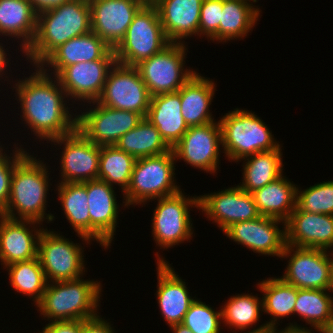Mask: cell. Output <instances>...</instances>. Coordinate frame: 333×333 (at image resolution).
Returning <instances> with one entry per match:
<instances>
[{"mask_svg": "<svg viewBox=\"0 0 333 333\" xmlns=\"http://www.w3.org/2000/svg\"><path fill=\"white\" fill-rule=\"evenodd\" d=\"M31 76L16 80L13 87L20 102L21 116L31 132L41 140L51 141L77 129V115L69 113L66 92L56 76L53 80L45 67H35ZM65 102V103H64ZM69 109V110H68Z\"/></svg>", "mask_w": 333, "mask_h": 333, "instance_id": "obj_1", "label": "cell"}, {"mask_svg": "<svg viewBox=\"0 0 333 333\" xmlns=\"http://www.w3.org/2000/svg\"><path fill=\"white\" fill-rule=\"evenodd\" d=\"M91 31L88 0H69L37 14L36 35L24 54L33 66H39L59 45Z\"/></svg>", "mask_w": 333, "mask_h": 333, "instance_id": "obj_2", "label": "cell"}, {"mask_svg": "<svg viewBox=\"0 0 333 333\" xmlns=\"http://www.w3.org/2000/svg\"><path fill=\"white\" fill-rule=\"evenodd\" d=\"M48 174L46 163L43 164L42 160L34 158L28 152L14 167L9 200L0 214L11 219L39 223H43L45 219L47 222L53 221L54 215L45 213L50 187Z\"/></svg>", "mask_w": 333, "mask_h": 333, "instance_id": "obj_3", "label": "cell"}, {"mask_svg": "<svg viewBox=\"0 0 333 333\" xmlns=\"http://www.w3.org/2000/svg\"><path fill=\"white\" fill-rule=\"evenodd\" d=\"M101 291L100 281L82 277L50 282L36 307L49 322L88 320L98 316Z\"/></svg>", "mask_w": 333, "mask_h": 333, "instance_id": "obj_4", "label": "cell"}, {"mask_svg": "<svg viewBox=\"0 0 333 333\" xmlns=\"http://www.w3.org/2000/svg\"><path fill=\"white\" fill-rule=\"evenodd\" d=\"M219 120L223 153L227 159L239 162L242 158L258 152L270 151L281 145L274 140L267 125L248 110L225 113Z\"/></svg>", "mask_w": 333, "mask_h": 333, "instance_id": "obj_5", "label": "cell"}, {"mask_svg": "<svg viewBox=\"0 0 333 333\" xmlns=\"http://www.w3.org/2000/svg\"><path fill=\"white\" fill-rule=\"evenodd\" d=\"M174 163L176 160L172 149L161 155L136 159L130 184L123 194L124 206L141 205L150 199L168 197L180 192V186L176 185L174 180Z\"/></svg>", "mask_w": 333, "mask_h": 333, "instance_id": "obj_6", "label": "cell"}, {"mask_svg": "<svg viewBox=\"0 0 333 333\" xmlns=\"http://www.w3.org/2000/svg\"><path fill=\"white\" fill-rule=\"evenodd\" d=\"M170 43L156 6L148 0L134 15L125 37L114 49L115 60L119 64L136 66Z\"/></svg>", "mask_w": 333, "mask_h": 333, "instance_id": "obj_7", "label": "cell"}, {"mask_svg": "<svg viewBox=\"0 0 333 333\" xmlns=\"http://www.w3.org/2000/svg\"><path fill=\"white\" fill-rule=\"evenodd\" d=\"M185 44L171 42L161 52L135 66L151 96L177 92L197 73L184 69L188 51Z\"/></svg>", "mask_w": 333, "mask_h": 333, "instance_id": "obj_8", "label": "cell"}, {"mask_svg": "<svg viewBox=\"0 0 333 333\" xmlns=\"http://www.w3.org/2000/svg\"><path fill=\"white\" fill-rule=\"evenodd\" d=\"M158 201L152 219V235L158 246L170 248L193 237L190 207L199 209V196L177 194L155 199Z\"/></svg>", "mask_w": 333, "mask_h": 333, "instance_id": "obj_9", "label": "cell"}, {"mask_svg": "<svg viewBox=\"0 0 333 333\" xmlns=\"http://www.w3.org/2000/svg\"><path fill=\"white\" fill-rule=\"evenodd\" d=\"M97 102L117 110L133 111L146 117L151 95L135 66L115 62L110 68Z\"/></svg>", "mask_w": 333, "mask_h": 333, "instance_id": "obj_10", "label": "cell"}, {"mask_svg": "<svg viewBox=\"0 0 333 333\" xmlns=\"http://www.w3.org/2000/svg\"><path fill=\"white\" fill-rule=\"evenodd\" d=\"M81 247L60 233L48 231L47 228L43 230L38 241L37 257L48 283L83 276L85 261Z\"/></svg>", "mask_w": 333, "mask_h": 333, "instance_id": "obj_11", "label": "cell"}, {"mask_svg": "<svg viewBox=\"0 0 333 333\" xmlns=\"http://www.w3.org/2000/svg\"><path fill=\"white\" fill-rule=\"evenodd\" d=\"M328 253L327 250L286 244L280 258H289L290 256V259L285 274L280 278L298 289L329 290L333 253L332 251Z\"/></svg>", "mask_w": 333, "mask_h": 333, "instance_id": "obj_12", "label": "cell"}, {"mask_svg": "<svg viewBox=\"0 0 333 333\" xmlns=\"http://www.w3.org/2000/svg\"><path fill=\"white\" fill-rule=\"evenodd\" d=\"M93 108L77 115V130L96 145H115L131 129H134L143 117L133 111L117 110L96 102Z\"/></svg>", "mask_w": 333, "mask_h": 333, "instance_id": "obj_13", "label": "cell"}, {"mask_svg": "<svg viewBox=\"0 0 333 333\" xmlns=\"http://www.w3.org/2000/svg\"><path fill=\"white\" fill-rule=\"evenodd\" d=\"M220 145H222L219 121L192 126L172 148L175 160L182 159L194 168L217 173Z\"/></svg>", "mask_w": 333, "mask_h": 333, "instance_id": "obj_14", "label": "cell"}, {"mask_svg": "<svg viewBox=\"0 0 333 333\" xmlns=\"http://www.w3.org/2000/svg\"><path fill=\"white\" fill-rule=\"evenodd\" d=\"M64 145L61 161L62 183L86 182L98 179L100 146L88 140L79 130L51 140ZM57 143V144H55Z\"/></svg>", "mask_w": 333, "mask_h": 333, "instance_id": "obj_15", "label": "cell"}, {"mask_svg": "<svg viewBox=\"0 0 333 333\" xmlns=\"http://www.w3.org/2000/svg\"><path fill=\"white\" fill-rule=\"evenodd\" d=\"M148 0H88L91 29L115 49L126 35L134 15Z\"/></svg>", "mask_w": 333, "mask_h": 333, "instance_id": "obj_16", "label": "cell"}, {"mask_svg": "<svg viewBox=\"0 0 333 333\" xmlns=\"http://www.w3.org/2000/svg\"><path fill=\"white\" fill-rule=\"evenodd\" d=\"M199 209L213 220L223 232L232 224L261 216L252 193L238 185L208 195L199 196Z\"/></svg>", "mask_w": 333, "mask_h": 333, "instance_id": "obj_17", "label": "cell"}, {"mask_svg": "<svg viewBox=\"0 0 333 333\" xmlns=\"http://www.w3.org/2000/svg\"><path fill=\"white\" fill-rule=\"evenodd\" d=\"M280 223L283 224V230L278 227ZM224 233L231 240L262 255L280 258L286 246L285 222L272 217L261 215L252 220L237 222Z\"/></svg>", "mask_w": 333, "mask_h": 333, "instance_id": "obj_18", "label": "cell"}, {"mask_svg": "<svg viewBox=\"0 0 333 333\" xmlns=\"http://www.w3.org/2000/svg\"><path fill=\"white\" fill-rule=\"evenodd\" d=\"M87 189L90 215V239L108 248L114 239L119 204L113 186L107 182L95 179L82 182Z\"/></svg>", "mask_w": 333, "mask_h": 333, "instance_id": "obj_19", "label": "cell"}, {"mask_svg": "<svg viewBox=\"0 0 333 333\" xmlns=\"http://www.w3.org/2000/svg\"><path fill=\"white\" fill-rule=\"evenodd\" d=\"M115 62V59H99L72 64L56 77L68 98L91 104L101 96L107 74Z\"/></svg>", "mask_w": 333, "mask_h": 333, "instance_id": "obj_20", "label": "cell"}, {"mask_svg": "<svg viewBox=\"0 0 333 333\" xmlns=\"http://www.w3.org/2000/svg\"><path fill=\"white\" fill-rule=\"evenodd\" d=\"M285 231L287 245L333 249V215L301 211L296 206L285 222Z\"/></svg>", "mask_w": 333, "mask_h": 333, "instance_id": "obj_21", "label": "cell"}, {"mask_svg": "<svg viewBox=\"0 0 333 333\" xmlns=\"http://www.w3.org/2000/svg\"><path fill=\"white\" fill-rule=\"evenodd\" d=\"M36 224L42 225L37 221L11 219L0 214L1 265L5 267L37 257L38 241L44 228L35 229ZM31 225L33 230L29 228Z\"/></svg>", "mask_w": 333, "mask_h": 333, "instance_id": "obj_22", "label": "cell"}, {"mask_svg": "<svg viewBox=\"0 0 333 333\" xmlns=\"http://www.w3.org/2000/svg\"><path fill=\"white\" fill-rule=\"evenodd\" d=\"M156 253L158 257L156 296L161 315L169 326L182 323L184 315L195 299L189 295L185 281L178 277L168 261Z\"/></svg>", "mask_w": 333, "mask_h": 333, "instance_id": "obj_23", "label": "cell"}, {"mask_svg": "<svg viewBox=\"0 0 333 333\" xmlns=\"http://www.w3.org/2000/svg\"><path fill=\"white\" fill-rule=\"evenodd\" d=\"M99 59H115L114 49L91 31L59 45L39 64V67L50 66L54 69L52 72L54 76H57L69 65Z\"/></svg>", "mask_w": 333, "mask_h": 333, "instance_id": "obj_24", "label": "cell"}, {"mask_svg": "<svg viewBox=\"0 0 333 333\" xmlns=\"http://www.w3.org/2000/svg\"><path fill=\"white\" fill-rule=\"evenodd\" d=\"M150 1L158 10L162 27L170 42L183 43L182 39H187L188 36L199 35V21L203 0Z\"/></svg>", "mask_w": 333, "mask_h": 333, "instance_id": "obj_25", "label": "cell"}, {"mask_svg": "<svg viewBox=\"0 0 333 333\" xmlns=\"http://www.w3.org/2000/svg\"><path fill=\"white\" fill-rule=\"evenodd\" d=\"M145 118L157 128L172 149L189 129L181 113L180 89L174 93L151 96Z\"/></svg>", "mask_w": 333, "mask_h": 333, "instance_id": "obj_26", "label": "cell"}, {"mask_svg": "<svg viewBox=\"0 0 333 333\" xmlns=\"http://www.w3.org/2000/svg\"><path fill=\"white\" fill-rule=\"evenodd\" d=\"M215 83L199 73L194 74L180 89L181 113L188 127L215 122L209 110Z\"/></svg>", "mask_w": 333, "mask_h": 333, "instance_id": "obj_27", "label": "cell"}, {"mask_svg": "<svg viewBox=\"0 0 333 333\" xmlns=\"http://www.w3.org/2000/svg\"><path fill=\"white\" fill-rule=\"evenodd\" d=\"M37 13L28 0H0V36L20 39L22 54L32 44Z\"/></svg>", "mask_w": 333, "mask_h": 333, "instance_id": "obj_28", "label": "cell"}, {"mask_svg": "<svg viewBox=\"0 0 333 333\" xmlns=\"http://www.w3.org/2000/svg\"><path fill=\"white\" fill-rule=\"evenodd\" d=\"M252 195L259 214L265 217L286 222L296 208L297 187L283 175Z\"/></svg>", "mask_w": 333, "mask_h": 333, "instance_id": "obj_29", "label": "cell"}, {"mask_svg": "<svg viewBox=\"0 0 333 333\" xmlns=\"http://www.w3.org/2000/svg\"><path fill=\"white\" fill-rule=\"evenodd\" d=\"M281 147L270 151L249 155L243 165V182L238 186L245 192L252 193L283 175Z\"/></svg>", "mask_w": 333, "mask_h": 333, "instance_id": "obj_30", "label": "cell"}, {"mask_svg": "<svg viewBox=\"0 0 333 333\" xmlns=\"http://www.w3.org/2000/svg\"><path fill=\"white\" fill-rule=\"evenodd\" d=\"M56 188L66 219L78 233V237L90 244V215L86 186L82 182H60Z\"/></svg>", "mask_w": 333, "mask_h": 333, "instance_id": "obj_31", "label": "cell"}, {"mask_svg": "<svg viewBox=\"0 0 333 333\" xmlns=\"http://www.w3.org/2000/svg\"><path fill=\"white\" fill-rule=\"evenodd\" d=\"M260 282L256 285L264 293L262 296L263 312L272 317V320L270 319L266 324L269 330L276 329L279 318L282 319V317L285 318L294 314L297 287L277 277H271Z\"/></svg>", "mask_w": 333, "mask_h": 333, "instance_id": "obj_32", "label": "cell"}, {"mask_svg": "<svg viewBox=\"0 0 333 333\" xmlns=\"http://www.w3.org/2000/svg\"><path fill=\"white\" fill-rule=\"evenodd\" d=\"M256 7L247 0H223L219 42L246 37L259 19L260 8Z\"/></svg>", "mask_w": 333, "mask_h": 333, "instance_id": "obj_33", "label": "cell"}, {"mask_svg": "<svg viewBox=\"0 0 333 333\" xmlns=\"http://www.w3.org/2000/svg\"><path fill=\"white\" fill-rule=\"evenodd\" d=\"M115 146L135 159L157 156L171 150L157 128L145 117L134 129L123 135Z\"/></svg>", "mask_w": 333, "mask_h": 333, "instance_id": "obj_34", "label": "cell"}, {"mask_svg": "<svg viewBox=\"0 0 333 333\" xmlns=\"http://www.w3.org/2000/svg\"><path fill=\"white\" fill-rule=\"evenodd\" d=\"M5 269L13 289L32 297L35 305L42 299L48 281L38 257L10 264Z\"/></svg>", "mask_w": 333, "mask_h": 333, "instance_id": "obj_35", "label": "cell"}, {"mask_svg": "<svg viewBox=\"0 0 333 333\" xmlns=\"http://www.w3.org/2000/svg\"><path fill=\"white\" fill-rule=\"evenodd\" d=\"M136 159L115 145L100 146L98 179L113 186L117 184L124 193L131 180Z\"/></svg>", "mask_w": 333, "mask_h": 333, "instance_id": "obj_36", "label": "cell"}, {"mask_svg": "<svg viewBox=\"0 0 333 333\" xmlns=\"http://www.w3.org/2000/svg\"><path fill=\"white\" fill-rule=\"evenodd\" d=\"M329 290L298 289L295 313L317 331L333 314V296Z\"/></svg>", "mask_w": 333, "mask_h": 333, "instance_id": "obj_37", "label": "cell"}, {"mask_svg": "<svg viewBox=\"0 0 333 333\" xmlns=\"http://www.w3.org/2000/svg\"><path fill=\"white\" fill-rule=\"evenodd\" d=\"M221 306L222 322L229 328L249 329L260 319L263 302L259 297L250 294L233 295Z\"/></svg>", "mask_w": 333, "mask_h": 333, "instance_id": "obj_38", "label": "cell"}, {"mask_svg": "<svg viewBox=\"0 0 333 333\" xmlns=\"http://www.w3.org/2000/svg\"><path fill=\"white\" fill-rule=\"evenodd\" d=\"M296 206L301 211L333 215V181H324L304 191L297 187Z\"/></svg>", "mask_w": 333, "mask_h": 333, "instance_id": "obj_39", "label": "cell"}, {"mask_svg": "<svg viewBox=\"0 0 333 333\" xmlns=\"http://www.w3.org/2000/svg\"><path fill=\"white\" fill-rule=\"evenodd\" d=\"M221 323V310L216 311L197 299L191 303L182 321L193 333H220Z\"/></svg>", "mask_w": 333, "mask_h": 333, "instance_id": "obj_40", "label": "cell"}, {"mask_svg": "<svg viewBox=\"0 0 333 333\" xmlns=\"http://www.w3.org/2000/svg\"><path fill=\"white\" fill-rule=\"evenodd\" d=\"M223 0H203L199 21V36L205 35L207 39L219 41V26Z\"/></svg>", "mask_w": 333, "mask_h": 333, "instance_id": "obj_41", "label": "cell"}, {"mask_svg": "<svg viewBox=\"0 0 333 333\" xmlns=\"http://www.w3.org/2000/svg\"><path fill=\"white\" fill-rule=\"evenodd\" d=\"M12 157L0 148V213L5 209L10 196L11 177L15 165L27 154L21 146L15 147Z\"/></svg>", "mask_w": 333, "mask_h": 333, "instance_id": "obj_42", "label": "cell"}, {"mask_svg": "<svg viewBox=\"0 0 333 333\" xmlns=\"http://www.w3.org/2000/svg\"><path fill=\"white\" fill-rule=\"evenodd\" d=\"M82 320L54 321L43 327V333H81Z\"/></svg>", "mask_w": 333, "mask_h": 333, "instance_id": "obj_43", "label": "cell"}, {"mask_svg": "<svg viewBox=\"0 0 333 333\" xmlns=\"http://www.w3.org/2000/svg\"><path fill=\"white\" fill-rule=\"evenodd\" d=\"M81 333H114V329L101 315L88 320H82Z\"/></svg>", "mask_w": 333, "mask_h": 333, "instance_id": "obj_44", "label": "cell"}, {"mask_svg": "<svg viewBox=\"0 0 333 333\" xmlns=\"http://www.w3.org/2000/svg\"><path fill=\"white\" fill-rule=\"evenodd\" d=\"M33 6L35 12L39 14L45 10L60 6L69 0H28Z\"/></svg>", "mask_w": 333, "mask_h": 333, "instance_id": "obj_45", "label": "cell"}, {"mask_svg": "<svg viewBox=\"0 0 333 333\" xmlns=\"http://www.w3.org/2000/svg\"><path fill=\"white\" fill-rule=\"evenodd\" d=\"M276 329H272L270 330L269 333H312V329H308L302 326L300 327L298 324L296 325V323L293 325V323L289 324V326L285 327L283 330L279 331Z\"/></svg>", "mask_w": 333, "mask_h": 333, "instance_id": "obj_46", "label": "cell"}, {"mask_svg": "<svg viewBox=\"0 0 333 333\" xmlns=\"http://www.w3.org/2000/svg\"><path fill=\"white\" fill-rule=\"evenodd\" d=\"M3 44L0 43V77L2 79V74H4V70L8 67L9 65V59L6 57L7 56V52L5 51L6 49H4L2 46ZM6 55V56H5Z\"/></svg>", "mask_w": 333, "mask_h": 333, "instance_id": "obj_47", "label": "cell"}, {"mask_svg": "<svg viewBox=\"0 0 333 333\" xmlns=\"http://www.w3.org/2000/svg\"><path fill=\"white\" fill-rule=\"evenodd\" d=\"M319 333H333V314L331 317L317 330Z\"/></svg>", "mask_w": 333, "mask_h": 333, "instance_id": "obj_48", "label": "cell"}, {"mask_svg": "<svg viewBox=\"0 0 333 333\" xmlns=\"http://www.w3.org/2000/svg\"><path fill=\"white\" fill-rule=\"evenodd\" d=\"M172 333H193L188 327L184 326L182 323L174 324L170 326Z\"/></svg>", "mask_w": 333, "mask_h": 333, "instance_id": "obj_49", "label": "cell"}, {"mask_svg": "<svg viewBox=\"0 0 333 333\" xmlns=\"http://www.w3.org/2000/svg\"><path fill=\"white\" fill-rule=\"evenodd\" d=\"M269 332H270V330H269L267 324L264 323L261 326H259L257 329L255 328L251 331H248L247 333H269Z\"/></svg>", "mask_w": 333, "mask_h": 333, "instance_id": "obj_50", "label": "cell"}, {"mask_svg": "<svg viewBox=\"0 0 333 333\" xmlns=\"http://www.w3.org/2000/svg\"><path fill=\"white\" fill-rule=\"evenodd\" d=\"M329 291H332L331 293H333V262H332V268H331V284H330Z\"/></svg>", "mask_w": 333, "mask_h": 333, "instance_id": "obj_51", "label": "cell"}, {"mask_svg": "<svg viewBox=\"0 0 333 333\" xmlns=\"http://www.w3.org/2000/svg\"><path fill=\"white\" fill-rule=\"evenodd\" d=\"M250 1H253V2H255V3L257 2V0H248V2H250Z\"/></svg>", "mask_w": 333, "mask_h": 333, "instance_id": "obj_52", "label": "cell"}]
</instances>
